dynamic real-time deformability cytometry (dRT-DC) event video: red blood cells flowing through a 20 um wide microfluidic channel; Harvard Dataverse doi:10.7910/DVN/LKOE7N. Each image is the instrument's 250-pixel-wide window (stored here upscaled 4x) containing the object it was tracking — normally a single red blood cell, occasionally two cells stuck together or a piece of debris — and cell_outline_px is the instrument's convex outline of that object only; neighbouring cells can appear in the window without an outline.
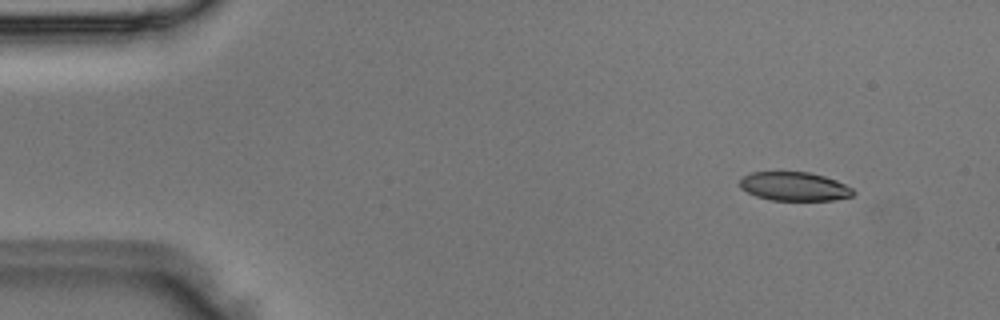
{"species": "Egyptian fruit bat (a non-hibernating species)", "species_latin": "Rousettus aegyptiacus", "temperature_condition": "room temperature", "stored_images_in_passage": 6, "camera_frame_rate_fps": 3000, "um_per_image_px": 0.085, "animal": {"sex": "male"}, "frame": {"image": 1, "passage_image": 1, "time_ms": 0.0, "image_size_px": [1000, 320], "cell_outline_px": [[856, 192], [852, 196], [832, 200], [772, 200], [756, 196], [740, 188], [740, 180], [744, 176], [752, 172], [808, 172], [824, 176], [836, 180], [852, 188]], "centroid_in_image_um": [67.53, 15.85], "position_along_channel_um": 17.5, "area_um2": 18.9}}
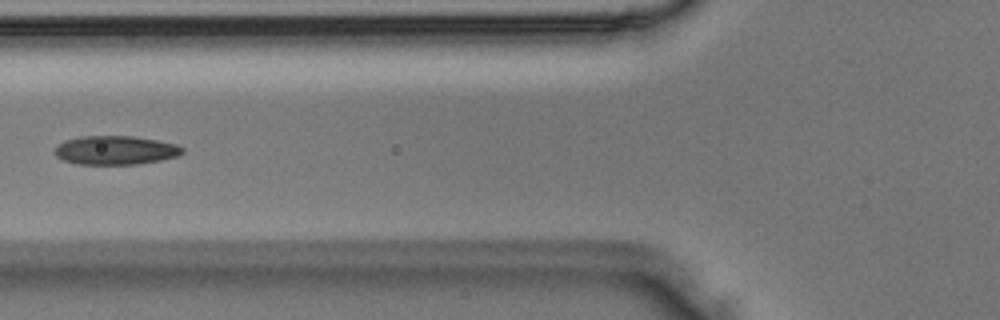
{"frame": {"image": 2, "passage_image": 4, "time_ms": 1.0, "image_size_px": [1000, 320], "cell_outline_px": [[184, 152], [176, 156], [160, 160], [136, 164], [76, 164], [64, 160], [56, 156], [52, 152], [64, 140], [80, 136], [132, 136], [156, 140], [176, 144], [184, 148]], "centroid_in_image_um": [9.79, 12.76], "position_along_channel_um": 116.0, "area_um2": 21.39}}
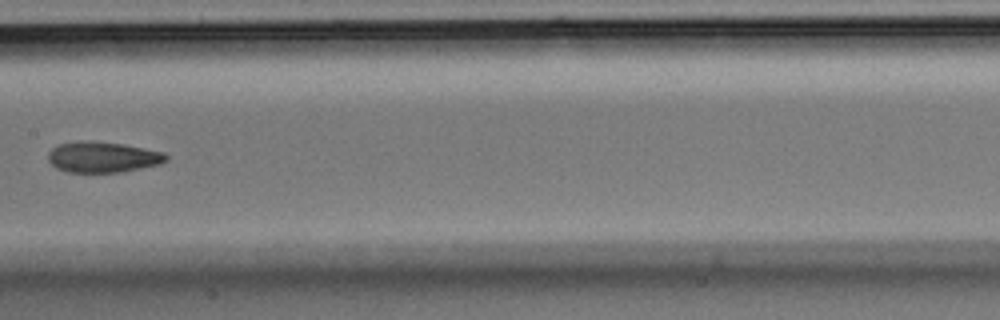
{"frame": {"image": 3, "passage_image": 6, "time_ms": 1.667, "image_size_px": [1000, 320], "cell_outline_px": [[168, 160], [160, 164], [120, 172], [68, 172], [56, 168], [48, 160], [48, 152], [56, 144], [80, 140], [88, 140], [124, 144], [164, 152], [168, 156]], "centroid_in_image_um": [8.71, 13.34], "position_along_channel_um": 198.7, "area_um2": 21.33}}